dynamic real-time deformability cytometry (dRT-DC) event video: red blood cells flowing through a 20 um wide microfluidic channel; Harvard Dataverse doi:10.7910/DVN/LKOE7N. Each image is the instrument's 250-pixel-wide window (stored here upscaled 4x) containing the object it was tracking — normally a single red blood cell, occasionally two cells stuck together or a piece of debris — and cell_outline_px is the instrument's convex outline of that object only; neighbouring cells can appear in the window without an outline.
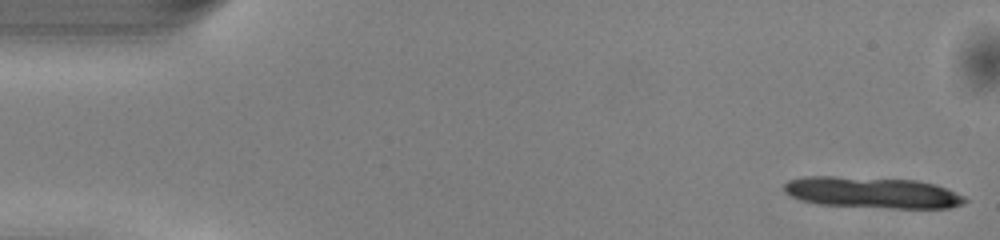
{"species": "common noctule bat (a hibernating species)", "species_latin": "Nyctalus noctula", "temperature_condition": "warm", "stored_images_in_passage": 12, "camera_frame_rate_fps": 3000, "um_per_image_px": 0.085, "animal": {"sex": "male", "body_mass_g": 13.0, "forearm_length_mm": 53.1}, "frame": {"image": 1, "passage_image": 1, "time_ms": 0.0, "image_size_px": [1000, 240], "cell_outline_px": [[968, 200], [964, 204], [948, 208], [892, 208], [816, 204], [800, 200], [784, 192], [784, 184], [788, 180], [804, 176], [836, 176], [916, 180], [936, 184], [948, 188], [964, 196]], "centroid_in_image_um": [74.15, 16.36], "position_along_channel_um": 10.8, "area_um2": 33.18}}